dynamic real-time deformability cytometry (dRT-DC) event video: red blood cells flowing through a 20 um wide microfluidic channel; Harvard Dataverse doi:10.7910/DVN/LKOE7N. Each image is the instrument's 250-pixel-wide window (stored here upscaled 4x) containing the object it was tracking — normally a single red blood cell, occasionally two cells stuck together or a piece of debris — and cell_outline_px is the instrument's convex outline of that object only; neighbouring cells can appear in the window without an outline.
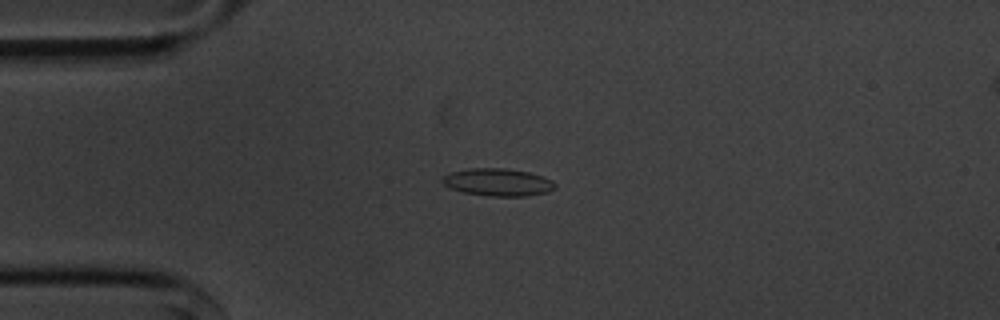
{"species": "common noctule bat (a hibernating species)", "species_latin": "Nyctalus noctula", "temperature_condition": "cold", "stored_images_in_passage": 53, "camera_frame_rate_fps": 3000, "um_per_image_px": 0.085, "animal": {"sex": "male", "body_mass_g": 20.1, "forearm_length_mm": 53.5}, "frame": {"image": 1, "passage_image": 12, "time_ms": 3.667, "image_size_px": [1000, 320], "cell_outline_px": [[556, 188], [548, 192], [524, 196], [492, 196], [464, 192], [452, 188], [444, 184], [440, 180], [448, 172], [472, 168], [504, 168], [528, 172], [552, 180], [556, 184]], "centroid_in_image_um": [42.32, 15.48], "position_along_channel_um": 42.7, "area_um2": 17.92}}
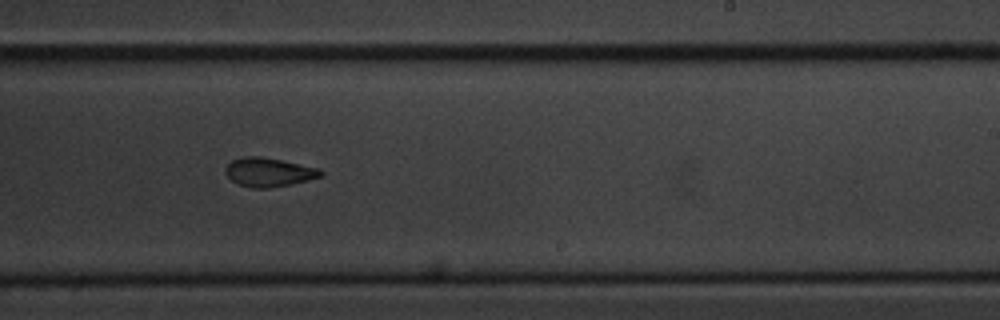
{"frame": {"image": 2, "passage_image": 32, "time_ms": 10.333, "image_size_px": [1000, 320], "cell_outline_px": [[324, 176], [308, 180], [268, 188], [252, 188], [240, 184], [232, 180], [224, 172], [224, 168], [232, 160], [244, 156], [260, 156], [320, 168], [324, 172]], "centroid_in_image_um": [22.86, 14.62], "position_along_channel_um": 266.1, "area_um2": 15.95}}
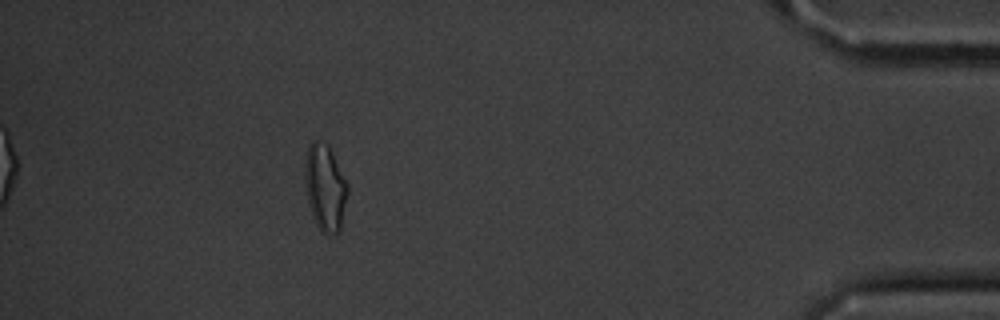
{"frame": {"image": 3, "passage_image": 48, "time_ms": 15.667, "image_size_px": [1000, 320], "cell_outline_px": [[348, 192], [340, 232], [324, 232], [316, 224], [312, 216], [308, 200], [304, 176], [304, 164], [308, 148], [312, 140], [316, 140], [328, 144], [348, 184]], "centroid_in_image_um": [27.63, 15.9], "position_along_channel_um": 407.6, "area_um2": 21.33}, "authors_computed_cell_mechanics": {"area_um2": 16.8776, "velocity_mm_per_s": 3.6279, "shape_relaxation_time_tau1_ms": 2.7882, "shape_relaxation_time_tau2_ms": 9.2864, "deformation_change_tau1": 0.1023, "deformation_change_tau2": 0.1214}}